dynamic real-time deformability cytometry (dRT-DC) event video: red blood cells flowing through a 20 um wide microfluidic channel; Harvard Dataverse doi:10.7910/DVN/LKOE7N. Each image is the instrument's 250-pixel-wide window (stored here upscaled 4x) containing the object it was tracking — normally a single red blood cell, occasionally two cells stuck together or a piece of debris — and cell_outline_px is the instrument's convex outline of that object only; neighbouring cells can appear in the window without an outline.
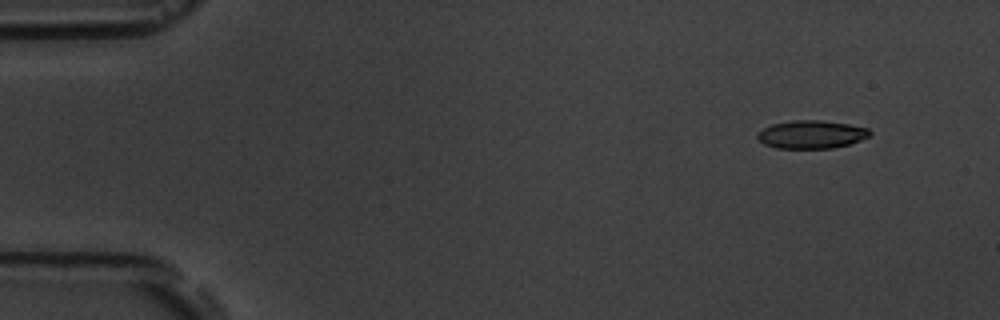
{"species": "common noctule bat (a hibernating species)", "species_latin": "Nyctalus noctula", "temperature_condition": "room temperature", "stored_images_in_passage": 5, "camera_frame_rate_fps": 3000, "um_per_image_px": 0.085, "animal": {"sex": "male", "body_mass_g": 19.5, "forearm_length_mm": 54.6}, "frame": {"image": 1, "passage_image": 1, "time_ms": 0.0, "image_size_px": [1000, 320], "cell_outline_px": [[872, 132], [868, 136], [860, 140], [848, 144], [832, 148], [776, 148], [764, 144], [756, 136], [756, 132], [772, 124], [792, 120], [820, 120], [848, 124], [868, 128]], "centroid_in_image_um": [68.94, 11.42], "position_along_channel_um": 16.1, "area_um2": 18.32}}
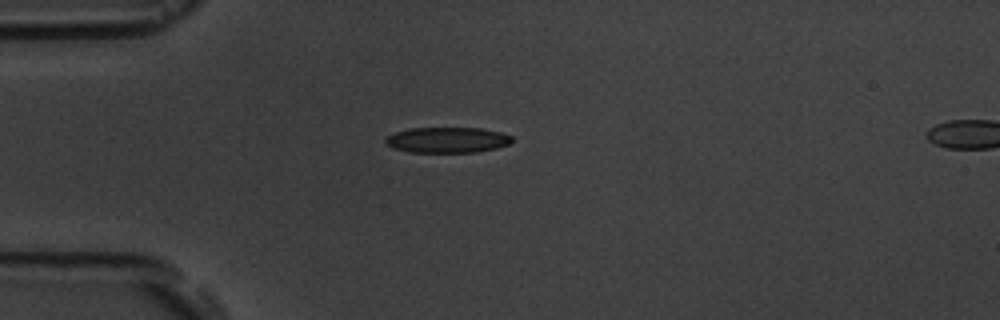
{"frame": {"image": 2, "passage_image": 3, "time_ms": 3.333, "image_size_px": [1000, 320], "cell_outline_px": [[512, 140], [508, 144], [496, 148], [476, 152], [408, 152], [392, 148], [384, 144], [384, 140], [388, 136], [396, 132], [408, 128], [480, 128], [500, 132], [512, 136]], "centroid_in_image_um": [37.97, 11.9], "position_along_channel_um": 47.0, "area_um2": 18.9}}
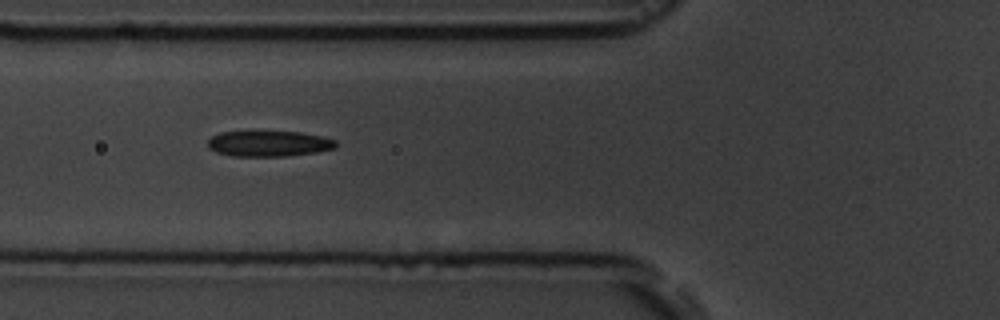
{"frame": {"image": 3, "passage_image": 5, "time_ms": 5.333, "image_size_px": [1000, 320], "cell_outline_px": [[336, 148], [316, 152], [284, 156], [232, 156], [216, 152], [208, 148], [208, 140], [212, 136], [220, 132], [300, 132], [320, 136], [336, 140]], "centroid_in_image_um": [22.83, 12.21], "position_along_channel_um": 103.0, "area_um2": 19.02}}